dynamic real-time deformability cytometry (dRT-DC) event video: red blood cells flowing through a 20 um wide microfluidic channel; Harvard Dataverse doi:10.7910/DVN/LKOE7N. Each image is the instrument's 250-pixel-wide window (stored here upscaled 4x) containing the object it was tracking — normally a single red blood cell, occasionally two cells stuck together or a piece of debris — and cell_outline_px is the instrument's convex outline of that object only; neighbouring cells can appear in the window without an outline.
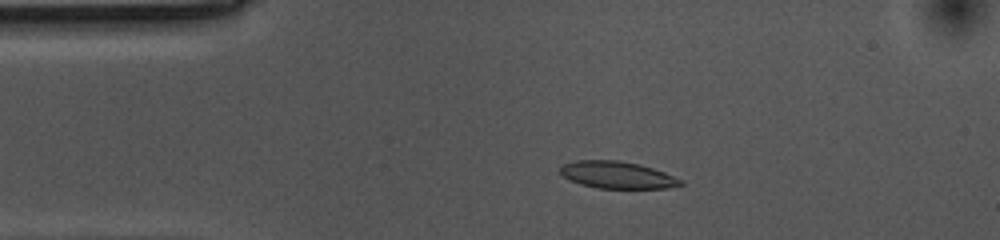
{"species": "common noctule bat (a hibernating species)", "species_latin": "Nyctalus noctula", "temperature_condition": "cold", "stored_images_in_passage": 40, "camera_frame_rate_fps": 3000, "um_per_image_px": 0.085, "animal": {"sex": "female", "body_mass_g": 10.0, "forearm_length_mm": 53.1}, "frame": {"image": 1, "passage_image": 5, "time_ms": 1.333, "image_size_px": [1000, 240], "cell_outline_px": [[684, 184], [668, 188], [596, 188], [580, 184], [564, 176], [560, 172], [560, 168], [564, 164], [576, 160], [616, 160], [640, 164], [664, 172], [684, 180]], "centroid_in_image_um": [52.5, 14.87], "position_along_channel_um": 32.5, "area_um2": 18.9}}
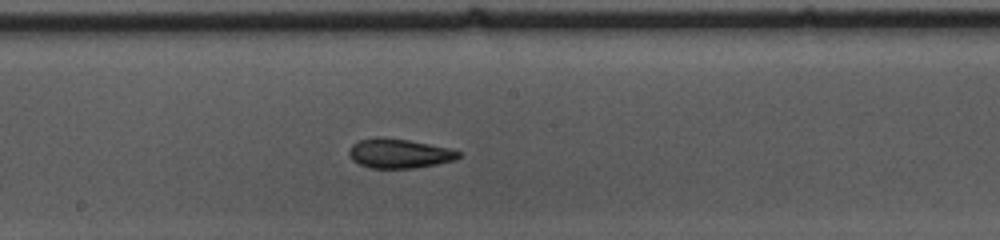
{"frame": {"image": 2, "passage_image": 23, "time_ms": 7.333, "image_size_px": [1000, 240], "cell_outline_px": [[460, 156], [456, 160], [436, 164], [412, 168], [368, 168], [352, 160], [348, 156], [348, 148], [356, 140], [376, 136], [384, 136], [408, 140], [452, 148], [460, 152]], "centroid_in_image_um": [33.88, 13.02], "position_along_channel_um": 214.3, "area_um2": 19.19}}
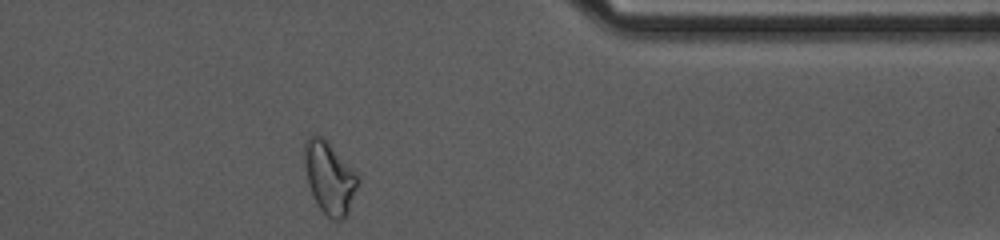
{"frame": {"image": 3, "passage_image": 39, "time_ms": 12.667, "image_size_px": [1000, 240], "cell_outline_px": [[360, 180], [348, 212], [344, 220], [332, 220], [320, 208], [308, 184], [304, 160], [304, 144], [308, 136], [324, 136], [356, 172]], "centroid_in_image_um": [28.02, 15.08], "position_along_channel_um": 383.4, "area_um2": 22.37}, "authors_computed_cell_mechanics": {"area_um2": 19.074, "velocity_mm_per_s": 3.5255, "shape_relaxation_time_tau1_ms": 6.4308, "shape_relaxation_time_tau2_ms": 2.8603, "deformation_change_tau1": 0.1755, "deformation_change_tau2": 0.0994}}